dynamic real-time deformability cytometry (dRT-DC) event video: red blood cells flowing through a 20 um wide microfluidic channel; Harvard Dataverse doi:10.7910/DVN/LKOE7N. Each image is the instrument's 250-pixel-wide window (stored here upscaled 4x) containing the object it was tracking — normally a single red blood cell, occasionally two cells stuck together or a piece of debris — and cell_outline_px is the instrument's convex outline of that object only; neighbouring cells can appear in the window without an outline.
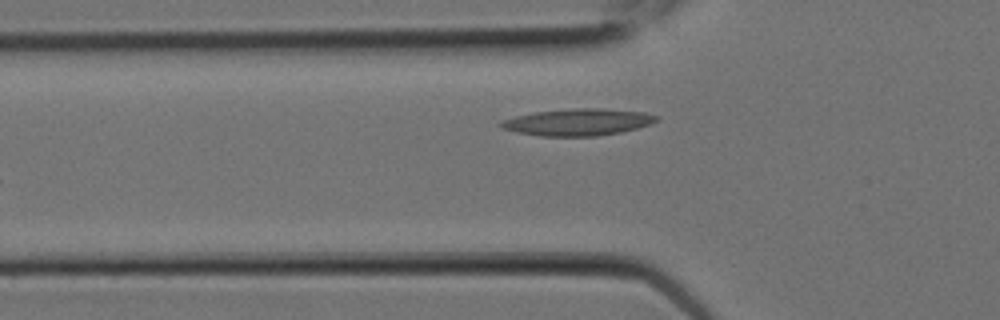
{"species": "Egyptian fruit bat (a non-hibernating species)", "species_latin": "Rousettus aegyptiacus", "temperature_condition": "room temperature", "stored_images_in_passage": 4, "camera_frame_rate_fps": 3000, "um_per_image_px": 0.085, "animal": {"sex": "female"}, "frame": {"image": 1, "passage_image": 4, "time_ms": 1.0, "image_size_px": [1000, 320], "cell_outline_px": [[660, 120], [652, 124], [620, 132], [596, 136], [540, 136], [516, 132], [500, 128], [496, 124], [500, 120], [532, 112], [572, 108], [604, 108], [644, 112], [660, 116]], "centroid_in_image_um": [49.1, 10.37], "position_along_channel_um": 76.7, "area_um2": 24.74}}